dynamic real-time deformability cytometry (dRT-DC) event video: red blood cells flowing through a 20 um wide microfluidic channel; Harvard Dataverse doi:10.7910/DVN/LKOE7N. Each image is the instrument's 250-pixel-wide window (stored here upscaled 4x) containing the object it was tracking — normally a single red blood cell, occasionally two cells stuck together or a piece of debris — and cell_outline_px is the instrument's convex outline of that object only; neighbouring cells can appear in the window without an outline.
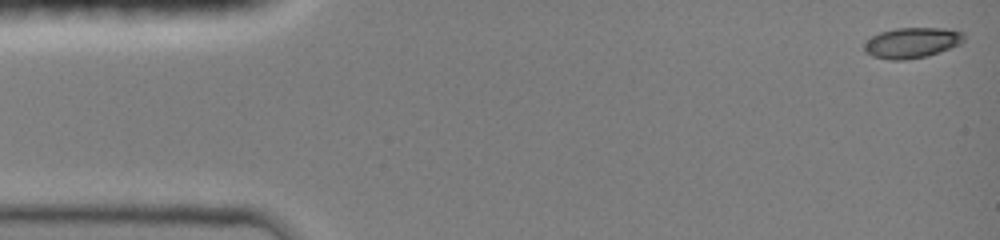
{"species": "common noctule bat (a hibernating species)", "species_latin": "Nyctalus noctula", "temperature_condition": "room temperature", "stored_images_in_passage": 6, "camera_frame_rate_fps": 3000, "um_per_image_px": 0.085, "animal": {"sex": "female", "body_mass_g": 19.0, "forearm_length_mm": 51.5}, "frame": {"image": 1, "passage_image": 1, "time_ms": 0.0, "image_size_px": [1000, 240], "cell_outline_px": [[964, 40], [960, 44], [928, 56], [904, 60], [888, 60], [872, 56], [864, 52], [864, 44], [872, 36], [880, 32], [896, 28], [944, 28], [964, 32]], "centroid_in_image_um": [77.5, 3.64], "position_along_channel_um": 7.5, "area_um2": 17.8}}
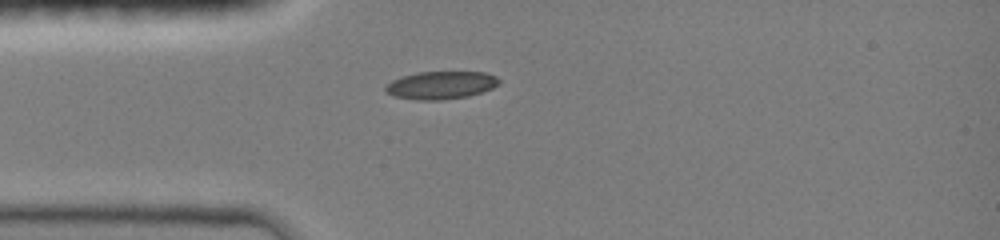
{"frame": {"image": 2, "passage_image": 6, "time_ms": 3.667, "image_size_px": [1000, 240], "cell_outline_px": [[500, 84], [492, 88], [468, 96], [440, 100], [416, 100], [392, 96], [384, 88], [392, 80], [400, 76], [416, 72], [484, 72], [496, 76], [500, 80]], "centroid_in_image_um": [37.47, 7.23], "position_along_channel_um": 47.5, "area_um2": 18.44}}